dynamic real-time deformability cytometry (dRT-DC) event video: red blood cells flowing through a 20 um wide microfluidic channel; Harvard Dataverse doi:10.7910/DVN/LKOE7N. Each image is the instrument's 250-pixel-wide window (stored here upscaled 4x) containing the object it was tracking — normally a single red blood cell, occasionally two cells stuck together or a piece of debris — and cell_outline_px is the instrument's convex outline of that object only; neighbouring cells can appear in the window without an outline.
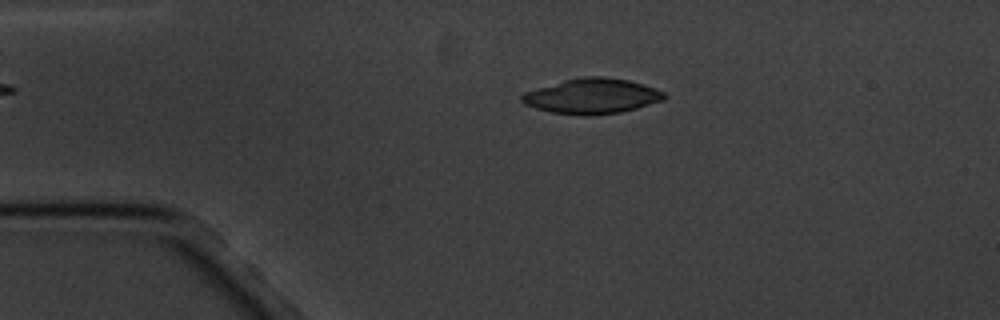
{"species": "common noctule bat (a hibernating species)", "species_latin": "Nyctalus noctula", "temperature_condition": "cold", "stored_images_in_passage": 3, "camera_frame_rate_fps": 3000, "um_per_image_px": 0.085, "animal": {"sex": "male", "body_mass_g": 20.1, "forearm_length_mm": 53.5}, "frame": {"image": 1, "passage_image": 2, "time_ms": 1.0, "image_size_px": [1000, 320], "cell_outline_px": [[668, 96], [664, 100], [636, 108], [620, 112], [584, 116], [552, 112], [536, 108], [524, 104], [520, 100], [520, 96], [524, 92], [564, 80], [584, 76], [604, 76], [628, 80], [644, 84], [656, 88], [664, 92]], "centroid_in_image_um": [50.34, 8.16], "position_along_channel_um": 34.7, "area_um2": 29.25}}